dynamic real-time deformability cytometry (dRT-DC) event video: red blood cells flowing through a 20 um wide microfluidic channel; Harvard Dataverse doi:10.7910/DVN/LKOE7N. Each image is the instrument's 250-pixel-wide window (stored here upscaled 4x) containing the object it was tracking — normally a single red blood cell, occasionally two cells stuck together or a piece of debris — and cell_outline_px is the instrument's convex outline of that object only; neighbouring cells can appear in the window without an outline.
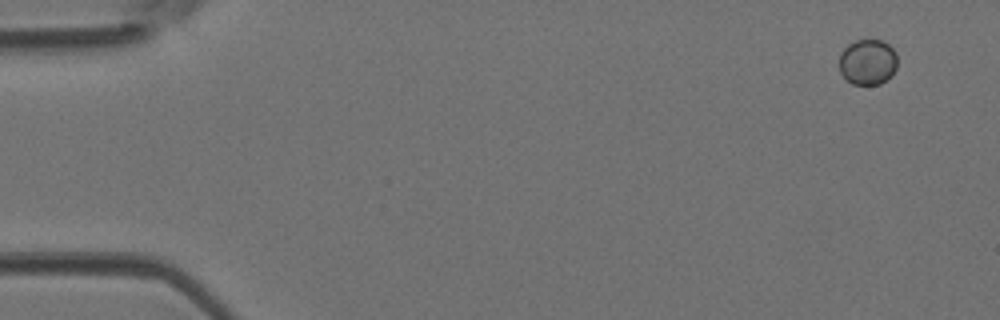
{"species": "Egyptian fruit bat (a non-hibernating species)", "species_latin": "Rousettus aegyptiacus", "temperature_condition": "room temperature", "stored_images_in_passage": 45, "camera_frame_rate_fps": 3000, "um_per_image_px": 0.085, "animal": {"sex": "female"}, "frame": {"image": 1, "passage_image": 1, "time_ms": 0.0, "image_size_px": [1000, 320], "cell_outline_px": [[896, 68], [892, 76], [880, 84], [852, 84], [840, 72], [840, 52], [848, 44], [856, 40], [880, 40], [888, 44], [896, 52]], "centroid_in_image_um": [73.76, 5.27], "position_along_channel_um": 11.2, "area_um2": 15.43}}
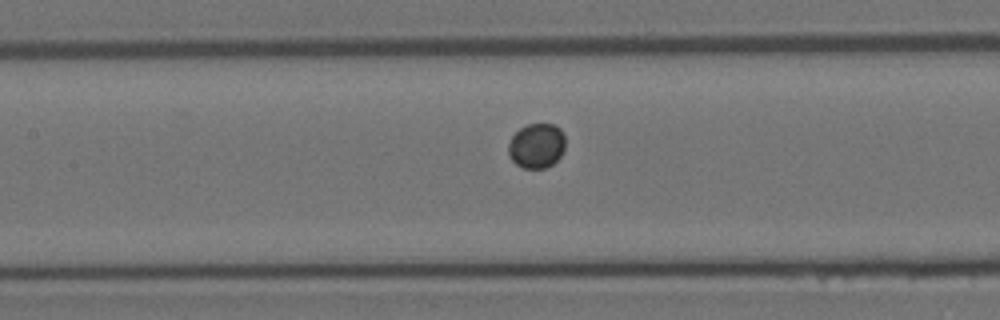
{"frame": {"image": 2, "passage_image": 20, "time_ms": 6.333, "image_size_px": [1000, 320], "cell_outline_px": [[564, 152], [552, 164], [544, 168], [524, 168], [516, 164], [508, 156], [508, 144], [512, 136], [520, 128], [528, 124], [552, 124], [560, 128], [564, 132]], "centroid_in_image_um": [45.61, 12.38], "position_along_channel_um": 161.8, "area_um2": 14.91}}
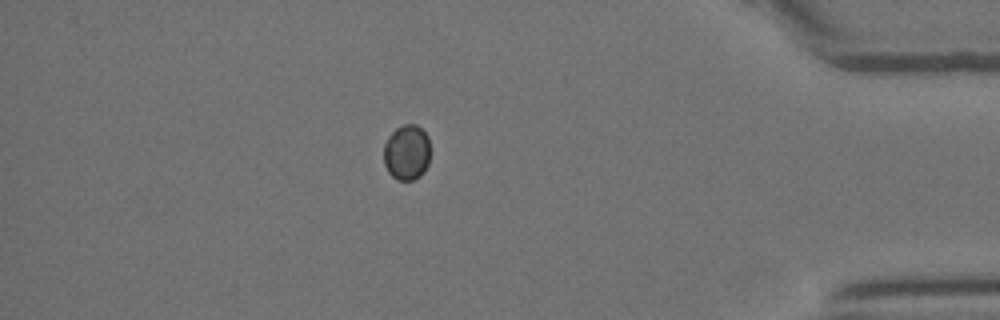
{"frame": {"image": 3, "passage_image": 39, "time_ms": 12.667, "image_size_px": [1000, 320], "cell_outline_px": [[428, 164], [424, 172], [420, 176], [412, 180], [396, 180], [388, 172], [384, 164], [384, 144], [388, 136], [396, 128], [404, 124], [416, 124], [428, 136]], "centroid_in_image_um": [34.55, 12.96], "position_along_channel_um": 400.7, "area_um2": 15.03}}